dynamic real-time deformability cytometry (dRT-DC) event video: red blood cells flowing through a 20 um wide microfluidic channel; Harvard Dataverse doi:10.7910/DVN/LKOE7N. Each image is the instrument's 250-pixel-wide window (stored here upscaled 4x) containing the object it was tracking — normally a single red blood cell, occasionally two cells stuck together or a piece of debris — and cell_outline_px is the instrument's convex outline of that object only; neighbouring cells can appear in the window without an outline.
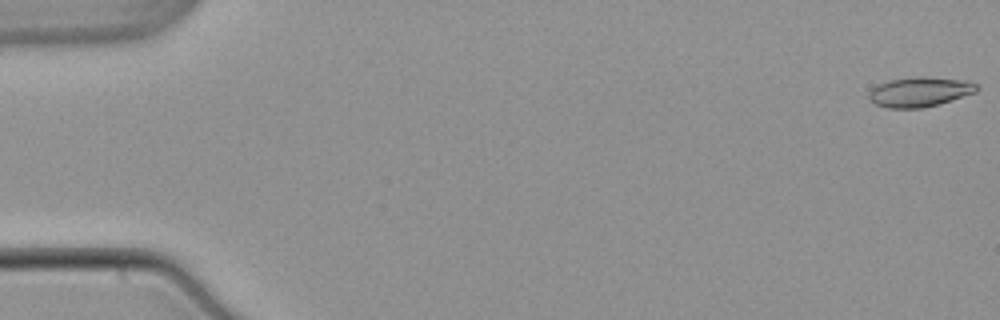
{"species": "common noctule bat (a hibernating species)", "species_latin": "Nyctalus noctula", "temperature_condition": "warm", "stored_images_in_passage": 54, "camera_frame_rate_fps": 3000, "um_per_image_px": 0.085, "animal": {"sex": "male", "body_mass_g": 21.5, "forearm_length_mm": 52.0}, "frame": {"image": 1, "passage_image": 1, "time_ms": 0.0, "image_size_px": [1000, 320], "cell_outline_px": [[980, 88], [976, 92], [940, 104], [924, 108], [888, 108], [876, 104], [868, 100], [868, 92], [876, 84], [888, 80], [916, 76], [924, 76], [964, 80], [976, 84]], "centroid_in_image_um": [78.14, 7.81], "position_along_channel_um": 6.9, "area_um2": 19.02}}
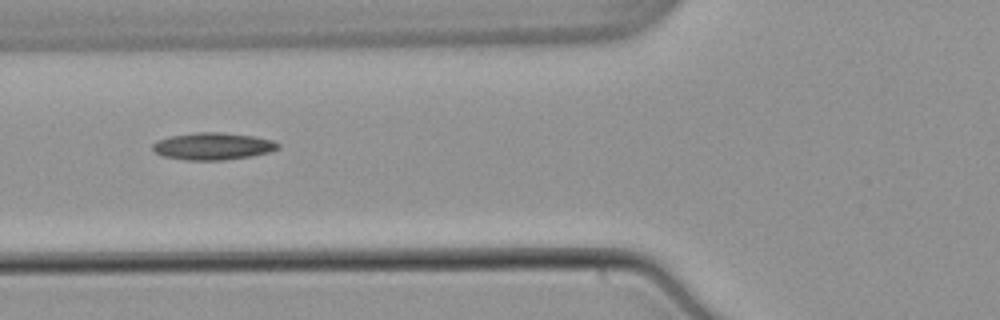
{"frame": {"image": 2, "passage_image": 21, "time_ms": 6.667, "image_size_px": [1000, 320], "cell_outline_px": [[280, 148], [268, 152], [252, 156], [224, 160], [188, 160], [164, 156], [156, 152], [152, 148], [152, 144], [156, 140], [168, 136], [196, 132], [220, 132], [252, 136], [272, 140], [280, 144]], "centroid_in_image_um": [18.08, 12.42], "position_along_channel_um": 107.7, "area_um2": 19.83}}
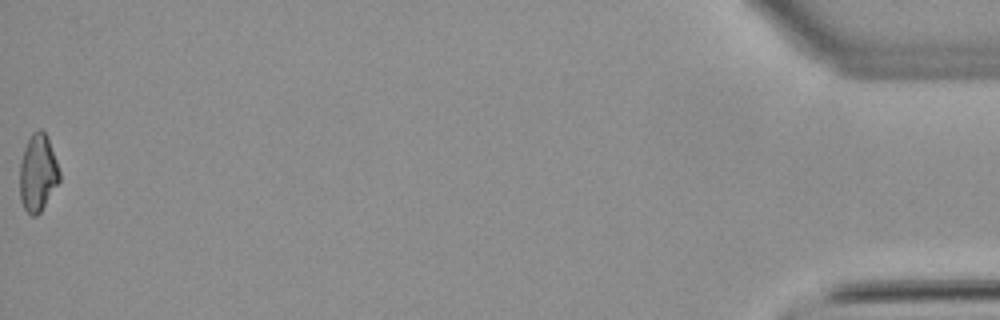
{"frame": {"image": 3, "passage_image": 54, "time_ms": 17.667, "image_size_px": [1000, 320], "cell_outline_px": [[60, 180], [40, 212], [36, 216], [32, 216], [24, 208], [20, 200], [20, 164], [24, 148], [32, 132], [40, 128], [48, 136], [60, 172]], "centroid_in_image_um": [3.21, 14.68], "position_along_channel_um": 432.0, "area_um2": 17.8}, "authors_computed_cell_mechanics": {"area_um2": 18.6116, "velocity_mm_per_s": 3.8642, "shape_relaxation_time_tau1_ms": null, "shape_relaxation_time_tau2_ms": 4.4823, "deformation_change_tau1": null, "deformation_change_tau2": 0.1205}}